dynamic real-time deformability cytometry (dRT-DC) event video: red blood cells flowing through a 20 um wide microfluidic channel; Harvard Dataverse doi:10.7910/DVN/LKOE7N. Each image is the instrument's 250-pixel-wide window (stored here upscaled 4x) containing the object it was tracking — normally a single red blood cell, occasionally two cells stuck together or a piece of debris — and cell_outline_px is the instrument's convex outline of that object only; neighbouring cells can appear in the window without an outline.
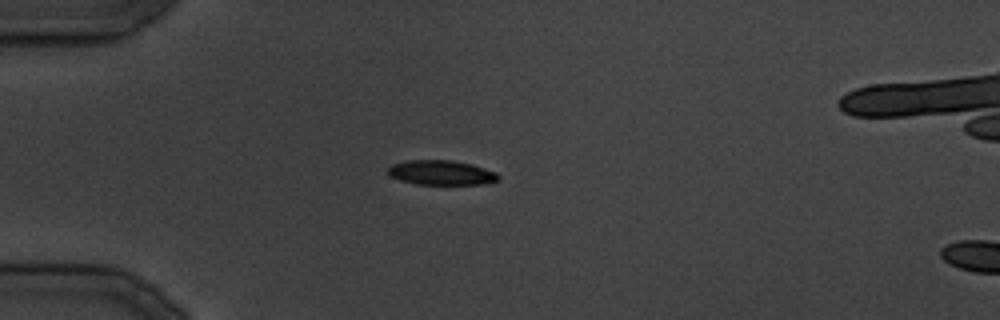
{"species": "common noctule bat (a hibernating species)", "species_latin": "Nyctalus noctula", "temperature_condition": "cold", "stored_images_in_passage": 27, "segment_of_instrument_passage": [1, 2], "camera_frame_rate_fps": 3000, "um_per_image_px": 0.085, "animal": {"sex": "male", "body_mass_g": 19.5, "forearm_length_mm": 54.6}, "frame": {"image": 1, "passage_image": 1, "time_ms": 0.0, "image_size_px": [1000, 320], "cell_outline_px": [[500, 180], [484, 184], [416, 184], [400, 180], [392, 176], [388, 172], [388, 168], [392, 164], [408, 160], [452, 160], [472, 164], [496, 172], [500, 176]], "centroid_in_image_um": [37.54, 14.67], "position_along_channel_um": 47.5, "area_um2": 15.84}}
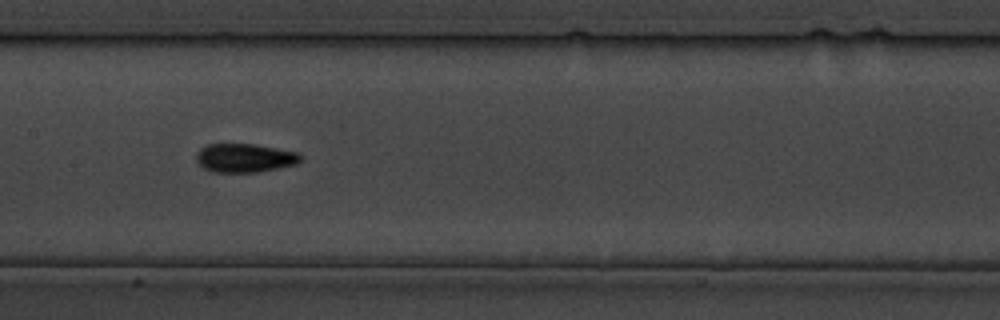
{"frame": {"image": 2, "passage_image": 9, "time_ms": 10.0, "image_size_px": [1000, 320], "cell_outline_px": [[304, 156], [296, 164], [256, 172], [212, 172], [204, 168], [196, 160], [196, 152], [200, 148], [208, 144], [256, 144], [296, 152]], "centroid_in_image_um": [20.78, 13.42], "position_along_channel_um": 186.6, "area_um2": 17.4}}
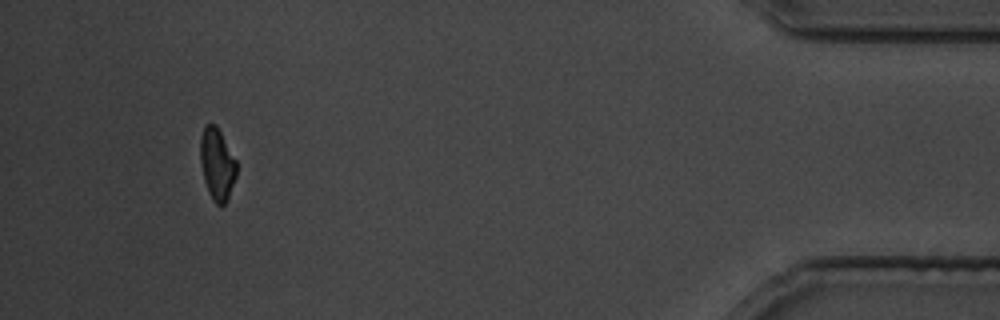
{"frame": {"image": 3, "passage_image": 24, "time_ms": 28.333, "image_size_px": [1000, 320], "cell_outline_px": [[236, 176], [228, 200], [224, 204], [216, 204], [212, 200], [208, 192], [204, 180], [200, 164], [200, 136], [204, 124], [216, 124], [236, 160]], "centroid_in_image_um": [18.43, 13.94], "position_along_channel_um": 416.8, "area_um2": 15.32}}